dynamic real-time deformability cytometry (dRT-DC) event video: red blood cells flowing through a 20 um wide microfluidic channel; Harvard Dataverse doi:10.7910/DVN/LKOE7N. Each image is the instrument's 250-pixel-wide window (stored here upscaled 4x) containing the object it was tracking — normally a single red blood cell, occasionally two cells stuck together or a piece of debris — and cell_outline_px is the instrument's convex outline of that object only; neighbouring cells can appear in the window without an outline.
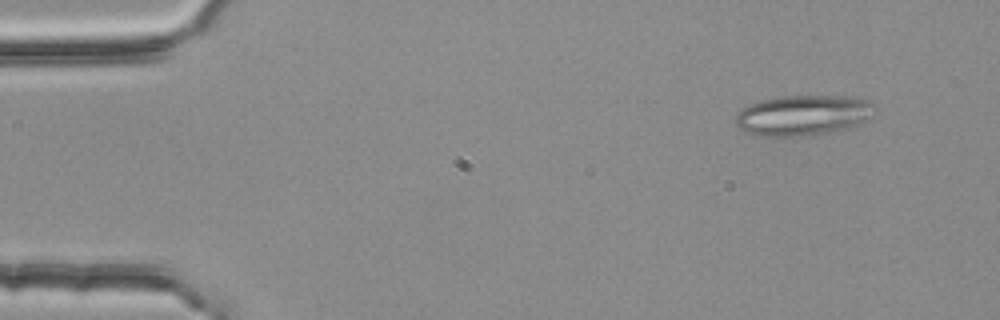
{"species": "common noctule bat (a hibernating species)", "species_latin": "Nyctalus noctula", "temperature_condition": "room temperature", "stored_images_in_passage": 4, "camera_frame_rate_fps": 3000, "um_per_image_px": 0.085, "animal": {"sex": "female", "body_mass_g": 25.1}, "frame": {"image": 1, "passage_image": 1, "time_ms": 0.0, "image_size_px": [1000, 320], "cell_outline_px": [[876, 112], [868, 120], [848, 128], [808, 136], [752, 136], [740, 128], [736, 124], [736, 116], [740, 108], [760, 100], [784, 96], [864, 96], [872, 100], [876, 104]], "centroid_in_image_um": [68.34, 9.78], "position_along_channel_um": 16.7, "area_um2": 33.52}}